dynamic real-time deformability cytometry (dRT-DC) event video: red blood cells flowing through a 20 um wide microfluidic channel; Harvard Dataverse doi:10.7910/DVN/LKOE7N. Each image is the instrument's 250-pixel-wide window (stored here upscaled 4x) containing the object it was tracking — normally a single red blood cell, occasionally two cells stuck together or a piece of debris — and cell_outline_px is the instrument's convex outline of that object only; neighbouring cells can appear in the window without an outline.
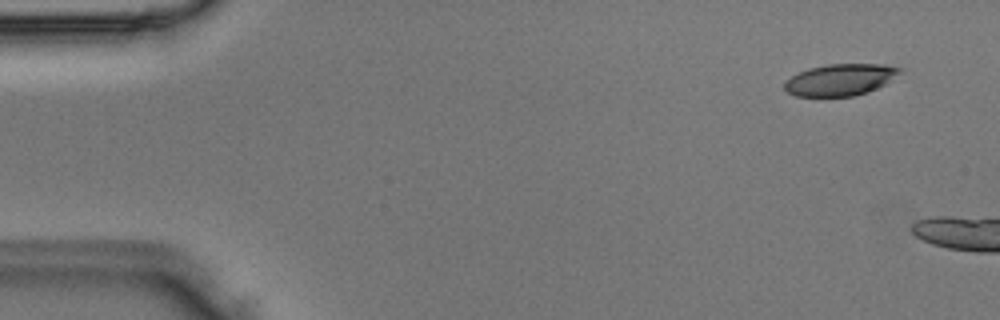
{"species": "Egyptian fruit bat (a non-hibernating species)", "species_latin": "Rousettus aegyptiacus", "temperature_condition": "room temperature", "stored_images_in_passage": 3, "camera_frame_rate_fps": 3000, "um_per_image_px": 0.085, "animal": {"sex": "male"}, "frame": {"image": 1, "passage_image": 1, "time_ms": 0.0, "image_size_px": [1000, 320], "cell_outline_px": [[904, 68], [900, 72], [884, 84], [868, 92], [852, 96], [796, 96], [788, 92], [784, 88], [784, 80], [808, 68], [828, 64], [884, 64]], "centroid_in_image_um": [71.4, 6.77], "position_along_channel_um": 13.6, "area_um2": 21.15}}